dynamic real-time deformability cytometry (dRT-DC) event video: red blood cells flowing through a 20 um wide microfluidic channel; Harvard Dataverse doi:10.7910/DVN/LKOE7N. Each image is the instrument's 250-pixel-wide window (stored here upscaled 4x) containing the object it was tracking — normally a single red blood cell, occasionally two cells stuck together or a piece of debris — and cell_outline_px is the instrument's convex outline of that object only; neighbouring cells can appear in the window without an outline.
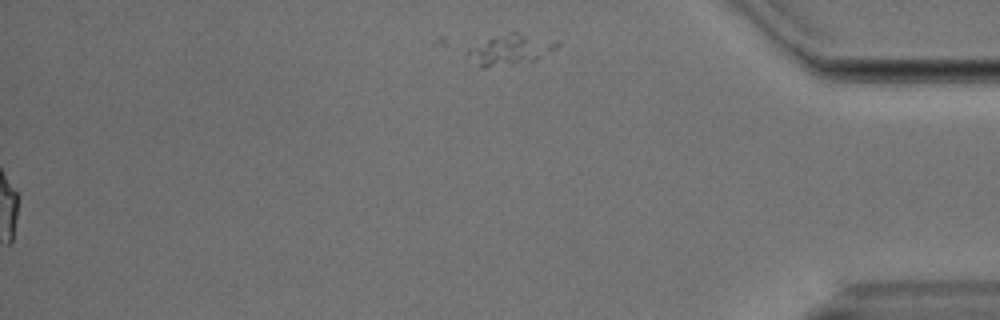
{"species": "Egyptian fruit bat (a non-hibernating species)", "species_latin": "Rousettus aegyptiacus", "temperature_condition": "cold", "stored_images_in_passage": 55, "segment_of_instrument_passage": [2, 2], "camera_frame_rate_fps": 3000, "um_per_image_px": 0.085, "animal": {"sex": "male"}, "frame": {"image": 1, "passage_image": 55, "time_ms": 18.0, "image_size_px": [1000, 320], "cell_outline_px": [[560, 44], [556, 48], [536, 60], [512, 64], [484, 68], [480, 68], [468, 56], [468, 48], [492, 36], [512, 32], [516, 32], [560, 40]], "centroid_in_image_um": [43.41, 4.2], "position_along_channel_um": 391.8, "area_um2": 16.01}}